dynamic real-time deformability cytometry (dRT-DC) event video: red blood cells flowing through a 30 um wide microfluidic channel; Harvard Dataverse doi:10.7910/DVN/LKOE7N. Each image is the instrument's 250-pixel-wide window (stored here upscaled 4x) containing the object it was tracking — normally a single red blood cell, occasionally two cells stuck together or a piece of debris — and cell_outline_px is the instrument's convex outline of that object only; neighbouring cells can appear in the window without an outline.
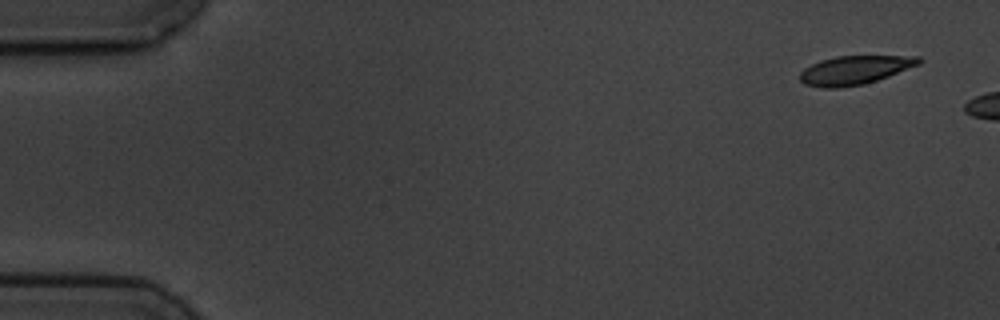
{"species": "common noctule bat (a hibernating species)", "species_latin": "Nyctalus noctula", "temperature_condition": "cold", "stored_images_in_passage": 3, "camera_frame_rate_fps": 3000, "um_per_image_px": 0.085, "animal": {"sex": "male", "body_mass_g": 19.5, "forearm_length_mm": 54.6}, "frame": {"image": 1, "passage_image": 1, "time_ms": 0.0, "image_size_px": [1000, 320], "cell_outline_px": [[924, 60], [920, 64], [888, 76], [864, 84], [840, 88], [824, 88], [804, 84], [800, 80], [800, 72], [804, 68], [820, 60], [836, 56], [920, 56]], "centroid_in_image_um": [72.65, 5.95], "position_along_channel_um": 12.3, "area_um2": 19.94}}